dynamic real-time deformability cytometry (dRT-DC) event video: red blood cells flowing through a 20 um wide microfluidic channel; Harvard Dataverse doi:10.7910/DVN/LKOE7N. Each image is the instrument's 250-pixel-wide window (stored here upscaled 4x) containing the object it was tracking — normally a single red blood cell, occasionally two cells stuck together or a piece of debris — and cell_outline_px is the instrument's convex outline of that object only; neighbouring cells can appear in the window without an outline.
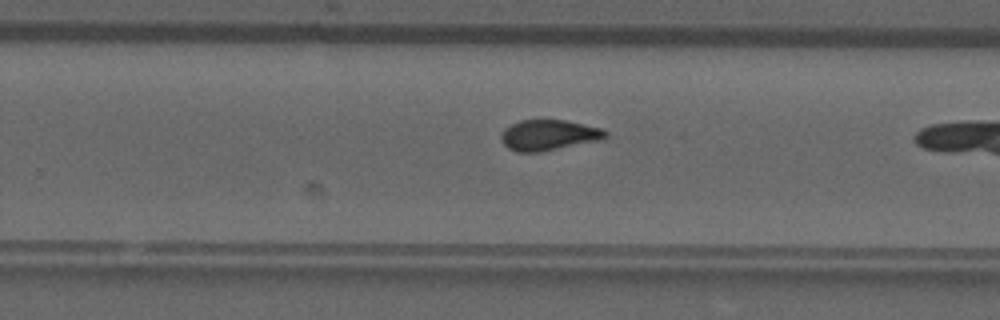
{"species": "common noctule bat (a hibernating species)", "species_latin": "Nyctalus noctula", "temperature_condition": "room temperature", "stored_images_in_passage": 33, "camera_frame_rate_fps": 3000, "um_per_image_px": 0.085, "animal": {"sex": "male", "forearm_length_mm": 52.5}, "frame": {"image": 1, "passage_image": 28, "time_ms": 9.0, "image_size_px": [1000, 320], "cell_outline_px": [[608, 136], [604, 140], [540, 152], [516, 152], [508, 148], [500, 140], [500, 136], [504, 128], [520, 120], [564, 120], [604, 128], [608, 132]], "centroid_in_image_um": [46.68, 11.49], "position_along_channel_um": 283.1, "area_um2": 18.96}}